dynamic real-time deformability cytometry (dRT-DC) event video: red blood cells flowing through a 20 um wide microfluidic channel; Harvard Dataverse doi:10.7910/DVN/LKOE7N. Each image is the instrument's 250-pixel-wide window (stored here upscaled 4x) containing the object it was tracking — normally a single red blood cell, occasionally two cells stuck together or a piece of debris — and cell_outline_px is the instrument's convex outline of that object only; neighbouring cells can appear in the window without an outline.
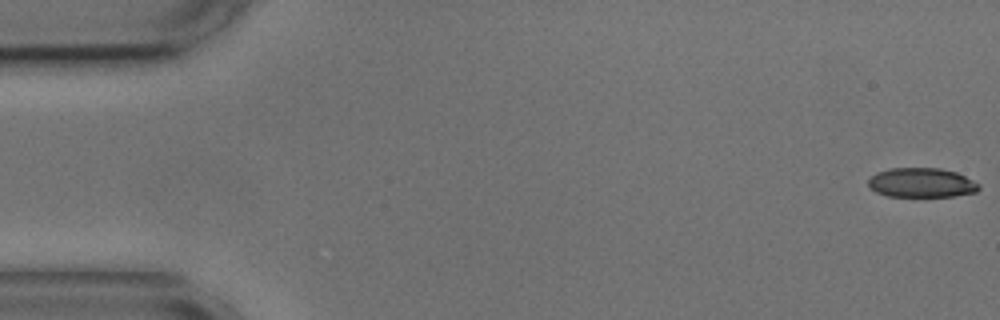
{"species": "common noctule bat (a hibernating species)", "species_latin": "Nyctalus noctula", "temperature_condition": "cold", "stored_images_in_passage": 14, "camera_frame_rate_fps": 3000, "um_per_image_px": 0.085, "animal": {"sex": "male", "body_mass_g": 17.9, "forearm_length_mm": 54.2}, "frame": {"image": 1, "passage_image": 1, "time_ms": 0.0, "image_size_px": [1000, 320], "cell_outline_px": [[980, 188], [976, 192], [956, 196], [888, 196], [876, 192], [868, 188], [868, 180], [876, 172], [888, 168], [940, 168], [956, 172], [980, 184]], "centroid_in_image_um": [78.31, 15.53], "position_along_channel_um": 6.7, "area_um2": 19.07}}
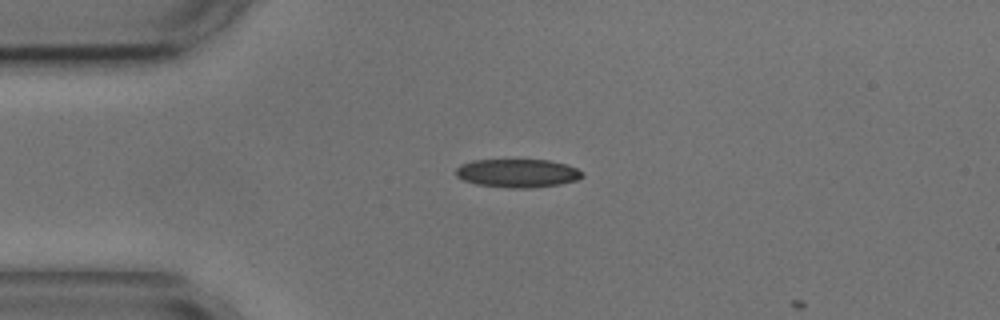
{"frame": {"image": 2, "passage_image": 13, "time_ms": 4.0, "image_size_px": [1000, 320], "cell_outline_px": [[584, 176], [576, 180], [560, 184], [528, 188], [512, 188], [476, 184], [464, 180], [456, 176], [456, 168], [460, 164], [472, 160], [548, 160], [568, 164], [584, 172]], "centroid_in_image_um": [44.0, 14.71], "position_along_channel_um": 41.0, "area_um2": 20.98}}